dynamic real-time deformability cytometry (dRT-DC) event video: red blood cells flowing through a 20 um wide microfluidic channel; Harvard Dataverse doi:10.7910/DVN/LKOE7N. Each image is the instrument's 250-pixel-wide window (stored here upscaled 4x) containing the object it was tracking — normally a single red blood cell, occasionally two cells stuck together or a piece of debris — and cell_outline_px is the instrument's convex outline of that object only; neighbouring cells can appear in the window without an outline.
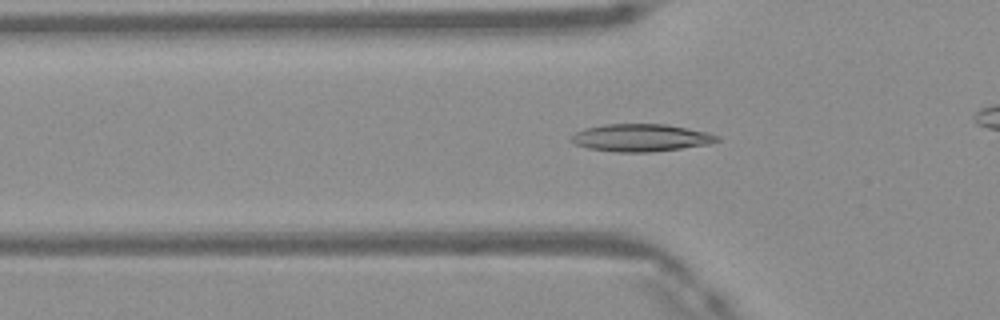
{"species": "Egyptian fruit bat (a non-hibernating species)", "species_latin": "Rousettus aegyptiacus", "temperature_condition": "warm", "stored_images_in_passage": 38, "camera_frame_rate_fps": 3000, "um_per_image_px": 0.085, "frame": {"image": 1, "passage_image": 14, "time_ms": 4.333, "image_size_px": [1000, 320], "cell_outline_px": [[720, 140], [708, 144], [680, 148], [648, 152], [616, 152], [588, 148], [576, 144], [568, 140], [568, 136], [584, 128], [604, 124], [664, 124], [704, 132], [720, 136]], "centroid_in_image_um": [54.39, 11.71], "position_along_channel_um": 71.4, "area_um2": 23.18}}
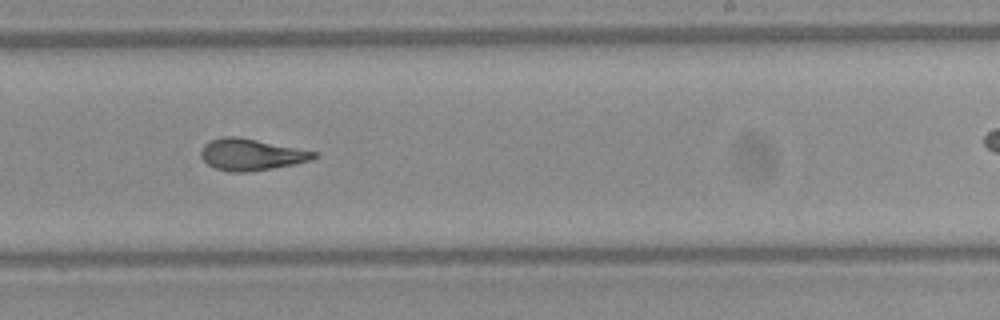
{"frame": {"image": 2, "passage_image": 28, "time_ms": 9.0, "image_size_px": [1000, 320], "cell_outline_px": [[320, 152], [312, 160], [272, 168], [248, 172], [228, 172], [216, 168], [208, 164], [200, 156], [200, 152], [204, 144], [220, 136], [236, 136]], "centroid_in_image_um": [21.35, 13.13], "position_along_channel_um": 267.7, "area_um2": 20.75}}
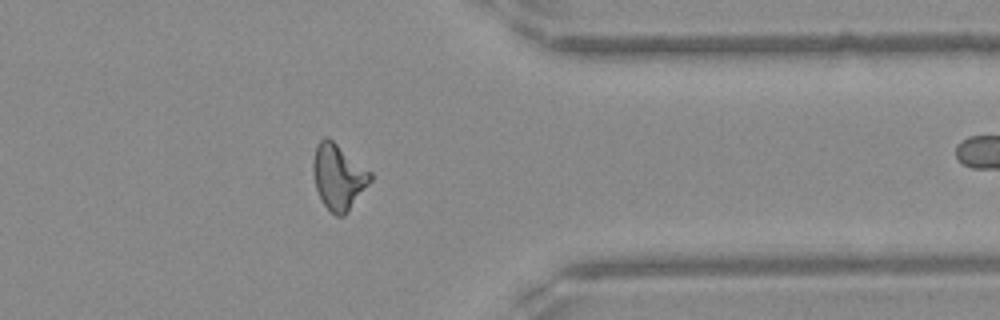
{"frame": {"image": 3, "passage_image": 37, "time_ms": 12.0, "image_size_px": [1000, 320], "cell_outline_px": [[372, 180], [348, 212], [344, 216], [336, 216], [324, 204], [316, 188], [312, 172], [312, 160], [316, 144], [324, 136], [328, 136], [372, 172]], "centroid_in_image_um": [28.76, 15.0], "position_along_channel_um": 382.6, "area_um2": 22.02}}